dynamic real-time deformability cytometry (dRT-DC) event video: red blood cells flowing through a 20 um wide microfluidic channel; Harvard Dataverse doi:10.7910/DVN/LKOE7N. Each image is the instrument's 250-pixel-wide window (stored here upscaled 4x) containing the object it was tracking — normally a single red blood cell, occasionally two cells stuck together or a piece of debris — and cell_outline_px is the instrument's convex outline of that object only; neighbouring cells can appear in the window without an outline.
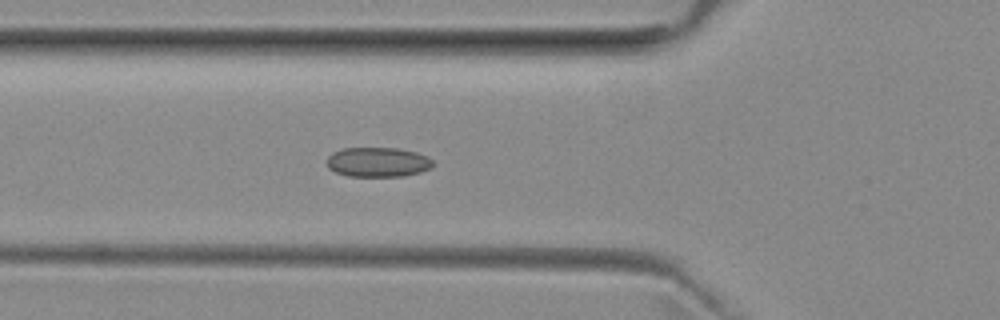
{"species": "common noctule bat (a hibernating species)", "species_latin": "Nyctalus noctula", "temperature_condition": "room temperature", "stored_images_in_passage": 34, "camera_frame_rate_fps": 3000, "um_per_image_px": 0.085, "animal": {"sex": "female", "body_mass_g": 29.2, "forearm_length_mm": 56.3}, "frame": {"image": 1, "passage_image": 9, "time_ms": 2.667, "image_size_px": [1000, 320], "cell_outline_px": [[432, 168], [420, 172], [404, 176], [348, 176], [336, 172], [328, 168], [328, 156], [332, 152], [344, 148], [400, 148], [416, 152], [428, 156], [432, 160]], "centroid_in_image_um": [32.13, 13.77], "position_along_channel_um": 93.7, "area_um2": 18.38}}
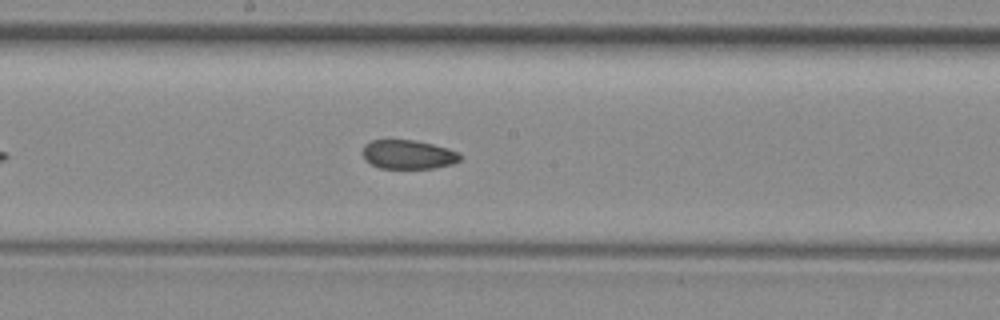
{"frame": {"image": 2, "passage_image": 18, "time_ms": 5.667, "image_size_px": [1000, 320], "cell_outline_px": [[464, 156], [460, 160], [452, 164], [432, 168], [380, 168], [364, 160], [364, 144], [372, 140], [416, 140], [448, 148], [460, 152]], "centroid_in_image_um": [34.74, 13.13], "position_along_channel_um": 213.5, "area_um2": 16.53}}
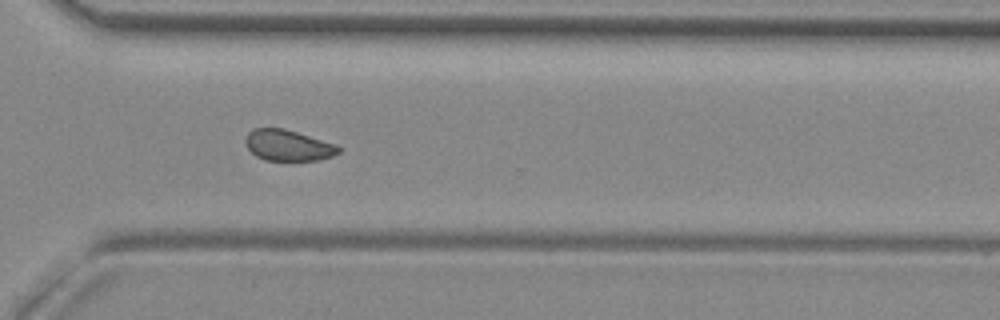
{"frame": {"image": 3, "passage_image": 28, "time_ms": 9.0, "image_size_px": [1000, 320], "cell_outline_px": [[340, 152], [332, 156], [320, 160], [264, 160], [256, 156], [248, 148], [244, 140], [248, 132], [252, 128], [284, 128], [336, 144], [340, 148]], "centroid_in_image_um": [24.47, 12.35], "position_along_channel_um": 346.1, "area_um2": 16.82}, "authors_computed_cell_mechanics": {"area_um2": 17.6868, "velocity_mm_per_s": 3.9889, "shape_relaxation_time_tau1_ms": null, "shape_relaxation_time_tau2_ms": 1.8545, "deformation_change_tau1": null, "deformation_change_tau2": 0.0537}}